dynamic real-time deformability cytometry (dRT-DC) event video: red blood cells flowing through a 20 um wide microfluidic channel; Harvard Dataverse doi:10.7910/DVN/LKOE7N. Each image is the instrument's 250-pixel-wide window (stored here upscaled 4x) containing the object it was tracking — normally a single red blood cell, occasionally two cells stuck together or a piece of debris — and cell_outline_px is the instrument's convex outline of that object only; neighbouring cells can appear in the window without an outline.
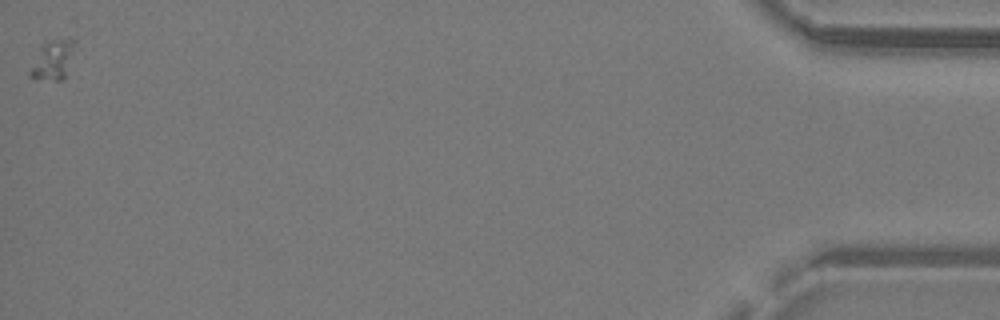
{"species": "common noctule bat (a hibernating species)", "species_latin": "Nyctalus noctula", "temperature_condition": "warm", "stored_images_in_passage": 23, "camera_frame_rate_fps": 3000, "um_per_image_px": 0.085, "animal": {"sex": "male", "body_mass_g": 19.2, "forearm_length_mm": 51.8}, "frame": {"image": 1, "passage_image": 23, "time_ms": 7.333, "image_size_px": [1000, 320], "cell_outline_px": [[76, 40], [64, 80], [56, 80], [28, 76], [28, 72], [40, 44], [48, 40]], "centroid_in_image_um": [4.44, 5.08], "position_along_channel_um": 430.8, "area_um2": 10.06}}